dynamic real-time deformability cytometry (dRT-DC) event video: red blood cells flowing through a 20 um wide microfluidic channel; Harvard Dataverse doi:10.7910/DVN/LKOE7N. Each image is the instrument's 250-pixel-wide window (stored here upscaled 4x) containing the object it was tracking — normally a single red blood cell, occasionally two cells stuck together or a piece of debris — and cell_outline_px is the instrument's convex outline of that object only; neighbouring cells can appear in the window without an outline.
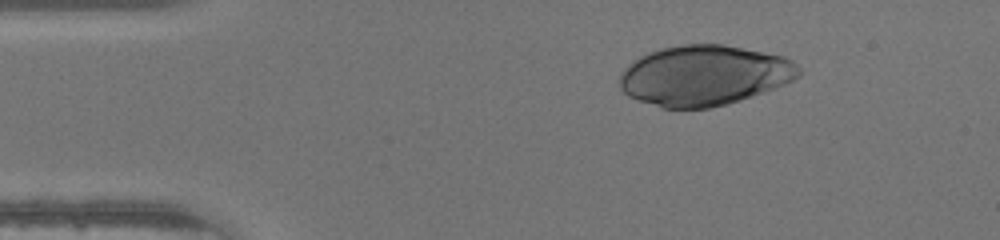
{"species": "human", "species_latin": "Homo sapiens", "temperature_condition": "warm", "stored_images_in_passage": 37, "camera_frame_rate_fps": 3000, "um_per_image_px": 0.085, "donor": {"sex": "male"}, "frame": {"image": 1, "passage_image": 6, "time_ms": 1.667, "image_size_px": [1000, 240], "cell_outline_px": [[804, 72], [800, 76], [784, 84], [740, 100], [708, 108], [660, 108], [628, 96], [620, 88], [616, 80], [620, 72], [632, 60], [648, 52], [660, 48], [680, 44], [724, 44], [784, 56], [792, 60]], "centroid_in_image_um": [59.81, 6.4], "position_along_channel_um": 25.2, "area_um2": 63.35}}